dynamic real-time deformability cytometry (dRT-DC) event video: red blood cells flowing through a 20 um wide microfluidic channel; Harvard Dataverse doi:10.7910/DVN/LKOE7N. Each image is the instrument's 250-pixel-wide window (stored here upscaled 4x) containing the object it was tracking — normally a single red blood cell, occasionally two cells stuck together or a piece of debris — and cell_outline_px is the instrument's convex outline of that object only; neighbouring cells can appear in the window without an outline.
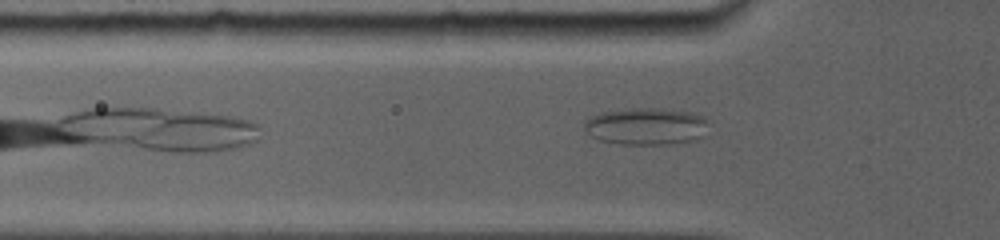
{"species": "common noctule bat (a hibernating species)", "species_latin": "Nyctalus noctula", "temperature_condition": "room temperature", "stored_images_in_passage": 12, "camera_frame_rate_fps": 5000, "um_per_image_px": 0.085, "animal": {"sex": "female", "body_mass_g": 19.0, "forearm_length_mm": 56.7}, "frame": {"image": 1, "passage_image": 3, "time_ms": 0.4, "image_size_px": [1000, 240], "cell_outline_px": [[708, 120], [704, 136], [692, 140], [672, 144], [620, 144], [600, 140], [584, 132], [584, 120], [592, 116], [604, 112], [632, 108], [660, 108], [692, 112], [704, 116]], "centroid_in_image_um": [54.93, 10.73], "position_along_channel_um": 70.9, "area_um2": 26.99}}
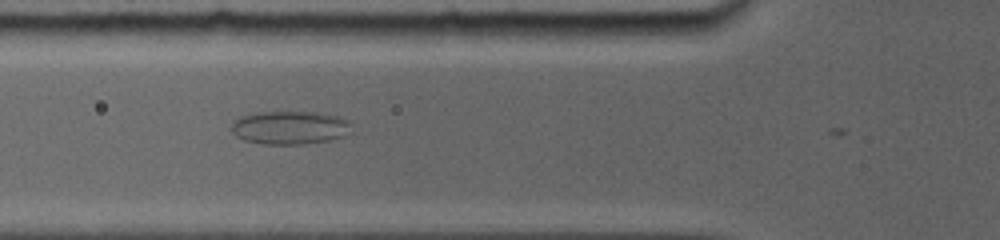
{"frame": {"image": 2, "passage_image": 7, "time_ms": 1.2, "image_size_px": [1000, 240], "cell_outline_px": [[352, 132], [344, 136], [328, 140], [300, 144], [260, 144], [244, 140], [236, 136], [232, 132], [232, 124], [240, 116], [256, 112], [316, 112], [336, 116], [348, 120]], "centroid_in_image_um": [24.63, 10.85], "position_along_channel_um": 101.2, "area_um2": 23.29}}